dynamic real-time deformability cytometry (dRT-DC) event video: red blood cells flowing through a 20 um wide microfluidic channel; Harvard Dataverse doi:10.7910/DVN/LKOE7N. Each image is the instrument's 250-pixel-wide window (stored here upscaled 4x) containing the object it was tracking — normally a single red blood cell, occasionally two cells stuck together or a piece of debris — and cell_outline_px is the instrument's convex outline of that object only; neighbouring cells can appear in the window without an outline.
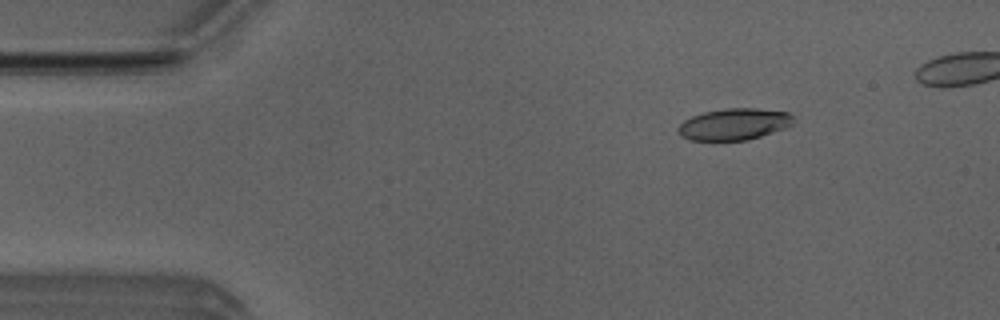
{"species": "Egyptian fruit bat (a non-hibernating species)", "species_latin": "Rousettus aegyptiacus", "temperature_condition": "room temperature", "stored_images_in_passage": 5, "camera_frame_rate_fps": 3000, "um_per_image_px": 0.085, "animal": {"sex": "male"}, "frame": {"image": 1, "passage_image": 2, "time_ms": 0.333, "image_size_px": [1000, 320], "cell_outline_px": [[792, 124], [784, 128], [748, 140], [688, 140], [680, 136], [676, 128], [684, 120], [692, 116], [704, 112], [728, 108], [756, 108], [788, 112], [792, 116]], "centroid_in_image_um": [62.35, 10.56], "position_along_channel_um": 22.7, "area_um2": 21.1}}